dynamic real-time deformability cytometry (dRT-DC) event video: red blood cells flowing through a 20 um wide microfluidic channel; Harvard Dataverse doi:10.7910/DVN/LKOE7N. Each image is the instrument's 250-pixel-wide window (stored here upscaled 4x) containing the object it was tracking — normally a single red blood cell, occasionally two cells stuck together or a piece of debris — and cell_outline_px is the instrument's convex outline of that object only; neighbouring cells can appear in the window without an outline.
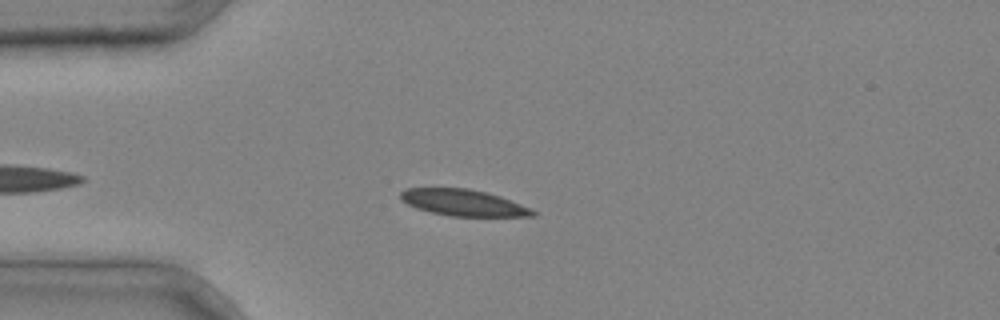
{"species": "common noctule bat (a hibernating species)", "species_latin": "Nyctalus noctula", "temperature_condition": "cold", "stored_images_in_passage": 40, "segment_of_instrument_passage": [1, 2], "camera_frame_rate_fps": 3000, "um_per_image_px": 0.085, "animal": {"sex": "male", "body_mass_g": 20.4}, "frame": {"image": 1, "passage_image": 10, "time_ms": 3.0, "image_size_px": [1000, 320], "cell_outline_px": [[536, 216], [452, 216], [432, 212], [416, 208], [400, 200], [400, 192], [404, 188], [468, 188], [500, 196], [520, 204], [536, 212]], "centroid_in_image_um": [39.33, 17.22], "position_along_channel_um": 45.7, "area_um2": 20.11}}